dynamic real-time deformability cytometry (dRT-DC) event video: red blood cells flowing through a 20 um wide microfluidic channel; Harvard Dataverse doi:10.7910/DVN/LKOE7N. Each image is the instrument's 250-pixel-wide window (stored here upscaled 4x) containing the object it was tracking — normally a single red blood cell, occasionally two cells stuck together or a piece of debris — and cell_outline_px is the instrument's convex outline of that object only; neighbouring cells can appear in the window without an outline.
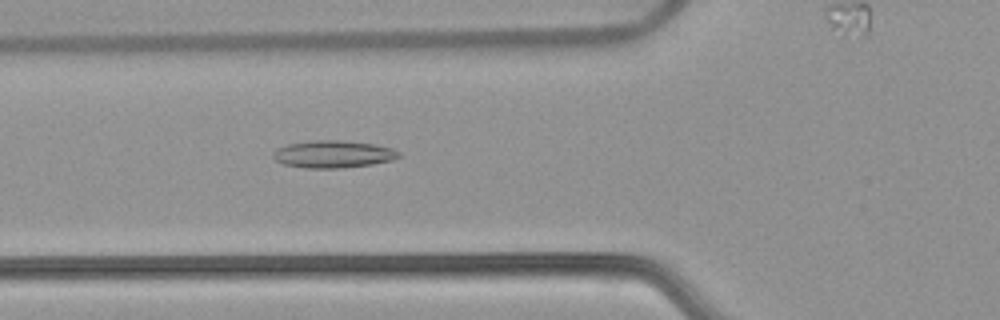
{"species": "common noctule bat (a hibernating species)", "species_latin": "Nyctalus noctula", "temperature_condition": "warm", "stored_images_in_passage": 55, "segment_of_instrument_passage": [1, 2], "camera_frame_rate_fps": 3000, "um_per_image_px": 0.085, "animal": {"sex": "female", "body_mass_g": 22.7, "forearm_length_mm": 54.2}, "frame": {"image": 1, "passage_image": 20, "time_ms": 6.333, "image_size_px": [1000, 320], "cell_outline_px": [[400, 156], [392, 160], [372, 164], [344, 168], [304, 168], [284, 164], [276, 160], [272, 156], [272, 152], [276, 148], [288, 144], [308, 140], [340, 140], [376, 144], [392, 148], [400, 152]], "centroid_in_image_um": [28.3, 13.1], "position_along_channel_um": 97.5, "area_um2": 20.23}}
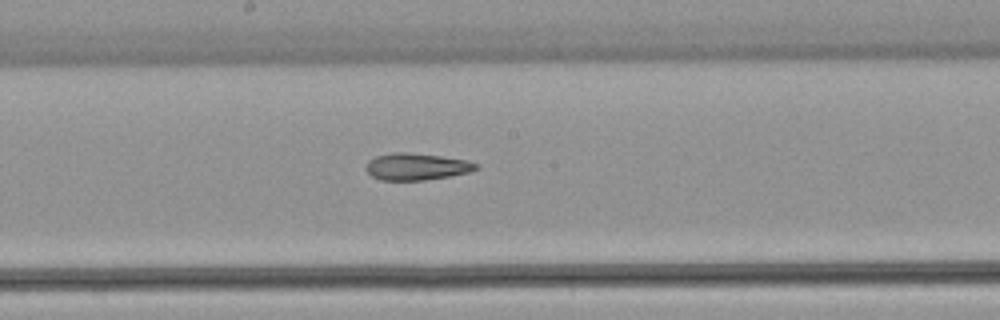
{"frame": {"image": 2, "passage_image": 29, "time_ms": 9.333, "image_size_px": [1000, 320], "cell_outline_px": [[480, 168], [468, 172], [448, 176], [424, 180], [380, 180], [372, 176], [364, 168], [368, 160], [376, 156], [392, 152], [408, 152], [440, 156], [468, 160], [480, 164]], "centroid_in_image_um": [35.4, 14.15], "position_along_channel_um": 212.8, "area_um2": 17.34}}
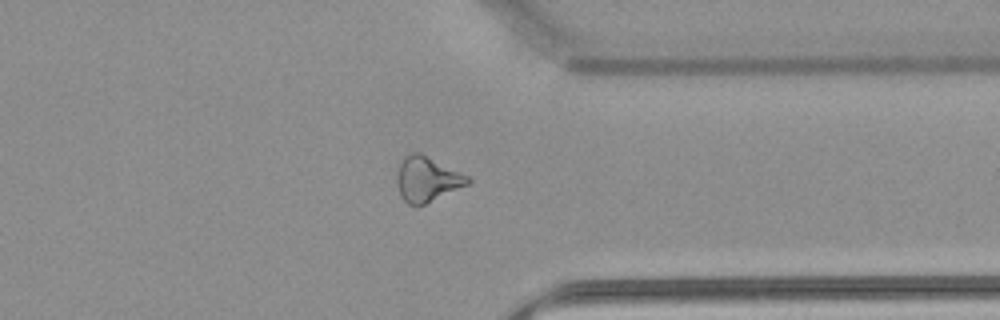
{"frame": {"image": 3, "passage_image": 42, "time_ms": 13.667, "image_size_px": [1000, 320], "cell_outline_px": [[472, 180], [468, 184], [416, 208], [408, 204], [400, 196], [396, 180], [396, 176], [400, 160], [404, 156], [412, 152], [420, 152], [468, 176]], "centroid_in_image_um": [36.25, 15.23], "position_along_channel_um": 375.2, "area_um2": 18.67}}